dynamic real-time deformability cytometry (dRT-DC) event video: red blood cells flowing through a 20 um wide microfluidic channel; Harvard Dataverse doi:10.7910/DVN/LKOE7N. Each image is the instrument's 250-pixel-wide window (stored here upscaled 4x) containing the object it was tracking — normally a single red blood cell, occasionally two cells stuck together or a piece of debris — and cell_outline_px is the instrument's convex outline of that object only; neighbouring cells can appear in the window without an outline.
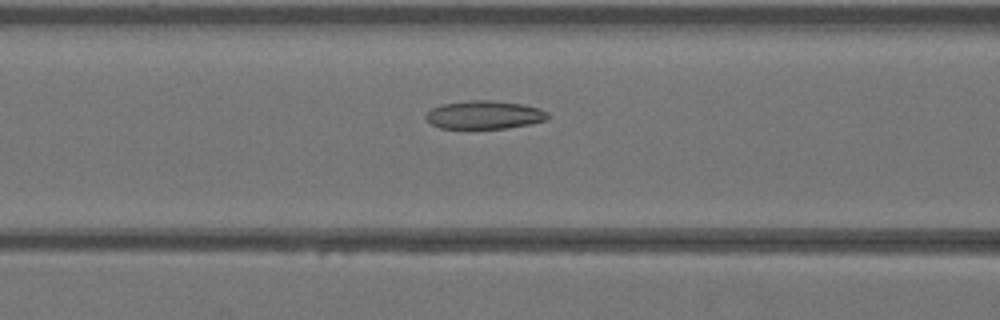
{"species": "Egyptian fruit bat (a non-hibernating species)", "species_latin": "Rousettus aegyptiacus", "temperature_condition": "warm", "stored_images_in_passage": 40, "camera_frame_rate_fps": 3000, "um_per_image_px": 0.085, "animal": {"sex": "female"}, "frame": {"image": 1, "passage_image": 15, "time_ms": 4.667, "image_size_px": [1000, 320], "cell_outline_px": [[548, 120], [508, 128], [440, 128], [432, 124], [424, 116], [432, 108], [440, 104], [468, 100], [492, 100], [520, 104], [540, 108], [548, 112]], "centroid_in_image_um": [41.17, 9.75], "position_along_channel_um": 125.4, "area_um2": 20.06}}
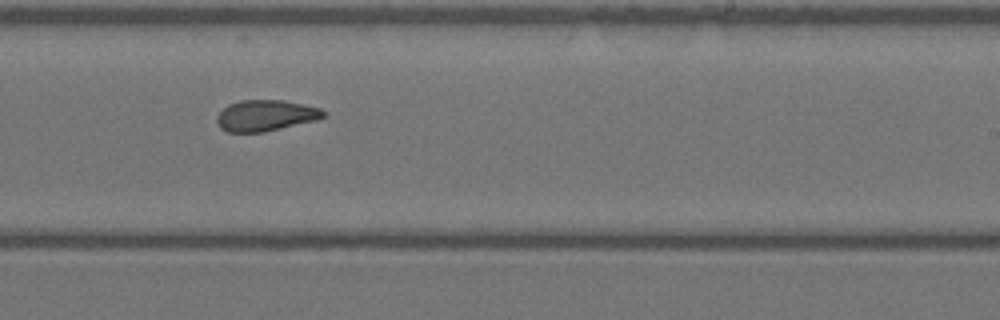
{"frame": {"image": 2, "passage_image": 24, "time_ms": 7.667, "image_size_px": [1000, 320], "cell_outline_px": [[324, 116], [316, 120], [264, 132], [228, 132], [220, 128], [216, 124], [216, 116], [228, 104], [240, 100], [284, 100], [320, 108], [324, 112]], "centroid_in_image_um": [22.53, 9.82], "position_along_channel_um": 266.5, "area_um2": 19.25}}
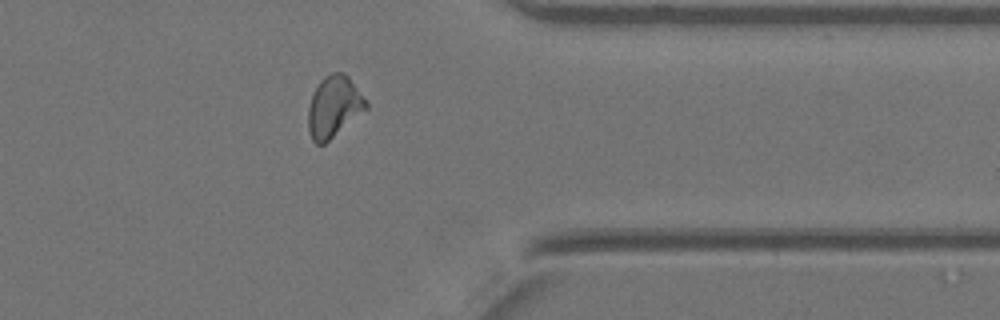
{"frame": {"image": 3, "passage_image": 32, "time_ms": 10.333, "image_size_px": [1000, 320], "cell_outline_px": [[368, 108], [324, 144], [316, 144], [312, 140], [308, 128], [308, 108], [312, 96], [320, 80], [324, 76], [332, 72], [344, 72], [348, 76], [368, 104]], "centroid_in_image_um": [28.36, 9.07], "position_along_channel_um": 383.0, "area_um2": 20.4}}